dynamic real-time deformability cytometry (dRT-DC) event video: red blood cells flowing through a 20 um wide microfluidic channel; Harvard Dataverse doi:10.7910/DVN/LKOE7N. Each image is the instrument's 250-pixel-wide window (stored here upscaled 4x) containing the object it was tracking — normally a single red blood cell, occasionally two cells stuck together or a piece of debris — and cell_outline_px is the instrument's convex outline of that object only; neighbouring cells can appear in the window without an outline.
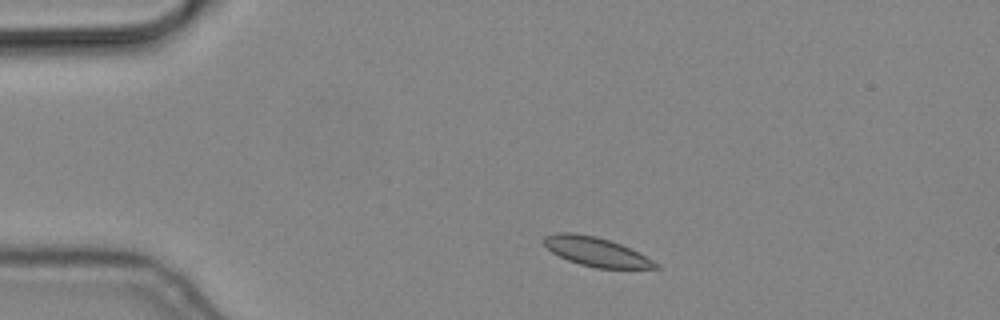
{"species": "common noctule bat (a hibernating species)", "species_latin": "Nyctalus noctula", "temperature_condition": "cold", "stored_images_in_passage": 3, "camera_frame_rate_fps": 3000, "um_per_image_px": 0.085, "animal": {"sex": "male", "body_mass_g": 19.2, "forearm_length_mm": 51.8}, "frame": {"image": 1, "passage_image": 2, "time_ms": 0.333, "image_size_px": [1000, 320], "cell_outline_px": [[664, 268], [596, 268], [580, 264], [568, 260], [552, 252], [540, 240], [544, 236], [560, 232], [568, 232], [596, 236], [620, 244], [660, 264]], "centroid_in_image_um": [50.64, 21.4], "position_along_channel_um": 34.4, "area_um2": 18.67}}